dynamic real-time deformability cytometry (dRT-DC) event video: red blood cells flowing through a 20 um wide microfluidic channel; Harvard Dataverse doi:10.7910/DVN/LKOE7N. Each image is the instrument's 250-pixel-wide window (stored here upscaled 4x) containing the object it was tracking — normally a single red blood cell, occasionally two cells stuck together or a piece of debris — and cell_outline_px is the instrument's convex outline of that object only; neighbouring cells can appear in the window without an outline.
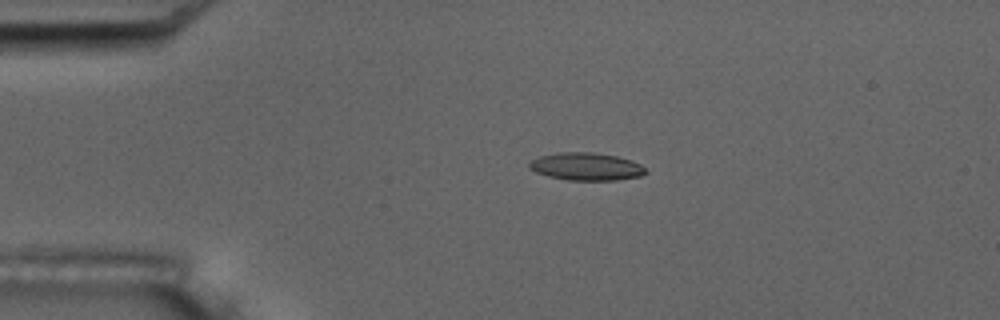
{"species": "common noctule bat (a hibernating species)", "species_latin": "Nyctalus noctula", "temperature_condition": "room temperature", "stored_images_in_passage": 4, "camera_frame_rate_fps": 3000, "um_per_image_px": 0.085, "animal": {"sex": "male", "body_mass_g": 17.5, "forearm_length_mm": 52.3}, "frame": {"image": 1, "passage_image": 3, "time_ms": 0.667, "image_size_px": [1000, 320], "cell_outline_px": [[648, 172], [640, 176], [616, 180], [568, 180], [548, 176], [536, 172], [528, 168], [528, 164], [532, 160], [540, 156], [560, 152], [592, 152], [616, 156], [632, 160], [640, 164]], "centroid_in_image_um": [49.83, 14.15], "position_along_channel_um": 35.2, "area_um2": 18.73}}